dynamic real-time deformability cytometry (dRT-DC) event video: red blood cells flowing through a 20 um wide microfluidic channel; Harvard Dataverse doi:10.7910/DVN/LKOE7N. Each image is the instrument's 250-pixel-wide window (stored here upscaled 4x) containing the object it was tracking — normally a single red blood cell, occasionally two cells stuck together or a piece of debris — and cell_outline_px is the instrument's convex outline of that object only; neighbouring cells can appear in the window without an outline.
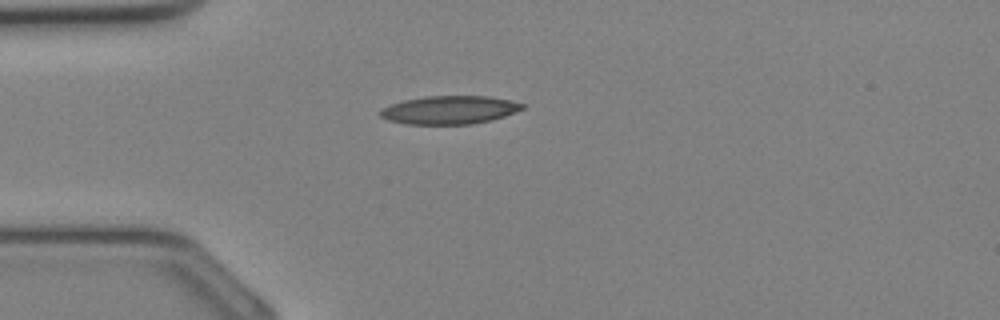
{"species": "Egyptian fruit bat (a non-hibernating species)", "species_latin": "Rousettus aegyptiacus", "temperature_condition": "cold", "stored_images_in_passage": 26, "camera_frame_rate_fps": 3000, "um_per_image_px": 0.085, "animal": {"sex": "female"}, "frame": {"image": 1, "passage_image": 1, "time_ms": 0.0, "image_size_px": [1000, 320], "cell_outline_px": [[524, 108], [504, 116], [492, 120], [472, 124], [404, 124], [388, 120], [380, 116], [380, 112], [384, 108], [392, 104], [404, 100], [428, 96], [488, 96], [508, 100], [524, 104]], "centroid_in_image_um": [38.21, 9.35], "position_along_channel_um": 46.8, "area_um2": 23.18}}
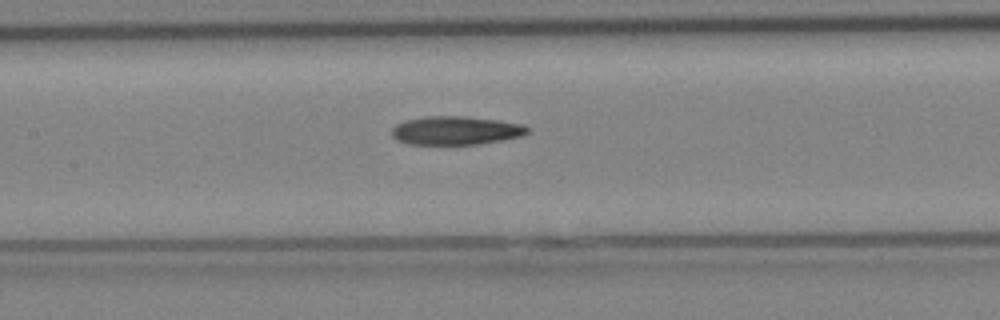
{"frame": {"image": 2, "passage_image": 8, "time_ms": 2.333, "image_size_px": [1000, 320], "cell_outline_px": [[528, 132], [520, 136], [480, 144], [408, 144], [396, 140], [392, 136], [392, 128], [396, 124], [408, 120], [424, 116], [464, 116], [496, 120], [524, 124], [528, 128]], "centroid_in_image_um": [38.71, 11.09], "position_along_channel_um": 168.7, "area_um2": 22.43}}
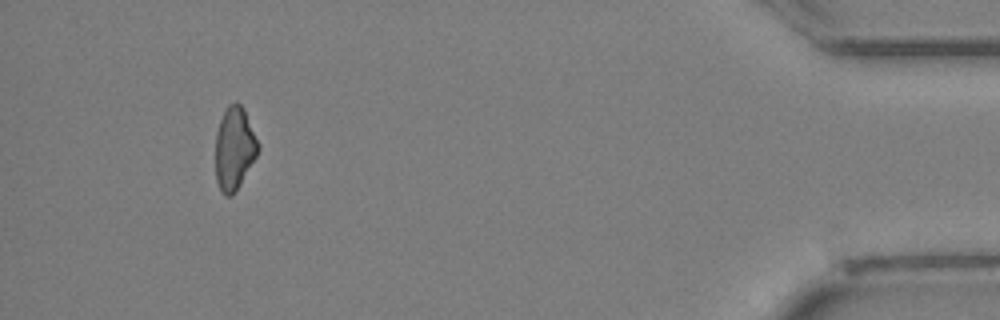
{"frame": {"image": 3, "passage_image": 24, "time_ms": 7.667, "image_size_px": [1000, 320], "cell_outline_px": [[260, 148], [256, 156], [240, 184], [232, 196], [224, 196], [220, 192], [216, 180], [216, 132], [220, 120], [228, 104], [236, 100], [244, 108], [260, 144]], "centroid_in_image_um": [19.92, 12.6], "position_along_channel_um": 415.3, "area_um2": 20.75}}